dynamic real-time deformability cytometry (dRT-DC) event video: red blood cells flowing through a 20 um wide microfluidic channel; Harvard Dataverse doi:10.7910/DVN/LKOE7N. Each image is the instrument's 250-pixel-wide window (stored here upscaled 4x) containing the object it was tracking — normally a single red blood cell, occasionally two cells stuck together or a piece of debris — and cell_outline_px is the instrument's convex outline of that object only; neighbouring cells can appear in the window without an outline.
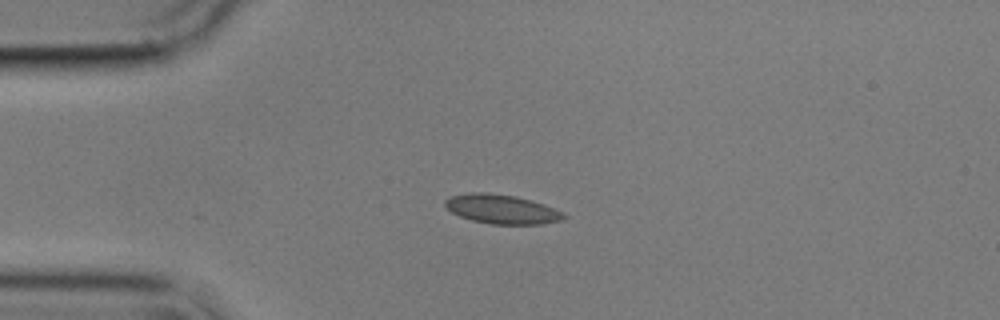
{"species": "common noctule bat (a hibernating species)", "species_latin": "Nyctalus noctula", "temperature_condition": "cold", "stored_images_in_passage": 44, "camera_frame_rate_fps": 3000, "um_per_image_px": 0.085, "animal": {"sex": "male", "body_mass_g": 17.9}, "frame": {"image": 1, "passage_image": 1, "time_ms": 0.0, "image_size_px": [1000, 320], "cell_outline_px": [[568, 216], [560, 220], [544, 224], [492, 224], [472, 220], [460, 216], [452, 212], [444, 204], [444, 200], [448, 196], [468, 192], [488, 192], [516, 196], [532, 200], [544, 204], [564, 212]], "centroid_in_image_um": [42.65, 17.76], "position_along_channel_um": 42.4, "area_um2": 20.4}}
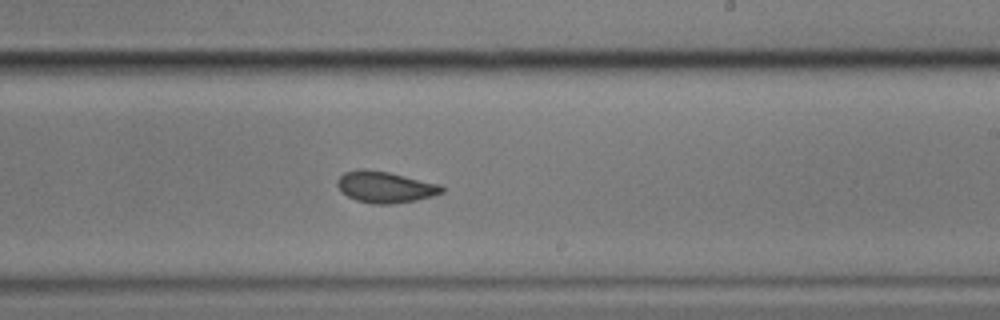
{"frame": {"image": 2, "passage_image": 21, "time_ms": 6.667, "image_size_px": [1000, 320], "cell_outline_px": [[444, 192], [432, 196], [416, 200], [392, 204], [372, 204], [356, 200], [340, 192], [336, 184], [336, 180], [344, 172], [360, 168], [364, 168], [388, 172], [440, 184], [444, 188]], "centroid_in_image_um": [32.7, 15.89], "position_along_channel_um": 256.3, "area_um2": 19.25}}
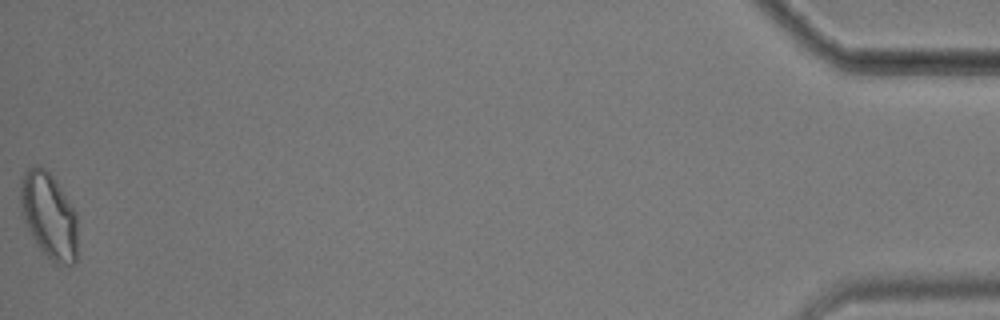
{"frame": {"image": 3, "passage_image": 44, "time_ms": 14.333, "image_size_px": [1000, 320], "cell_outline_px": [[76, 260], [72, 264], [56, 264], [40, 248], [28, 228], [20, 212], [20, 180], [24, 172], [28, 168], [36, 164], [40, 164], [52, 176], [76, 212]], "centroid_in_image_um": [4.13, 18.28], "position_along_channel_um": 431.1, "area_um2": 28.32}, "authors_computed_cell_mechanics": {"area_um2": 19.6231, "velocity_mm_per_s": 3.532, "shape_relaxation_time_tau1_ms": 7.6483, "shape_relaxation_time_tau2_ms": 2.2251, "deformation_change_tau1": 0.1199, "deformation_change_tau2": 0.0641}}